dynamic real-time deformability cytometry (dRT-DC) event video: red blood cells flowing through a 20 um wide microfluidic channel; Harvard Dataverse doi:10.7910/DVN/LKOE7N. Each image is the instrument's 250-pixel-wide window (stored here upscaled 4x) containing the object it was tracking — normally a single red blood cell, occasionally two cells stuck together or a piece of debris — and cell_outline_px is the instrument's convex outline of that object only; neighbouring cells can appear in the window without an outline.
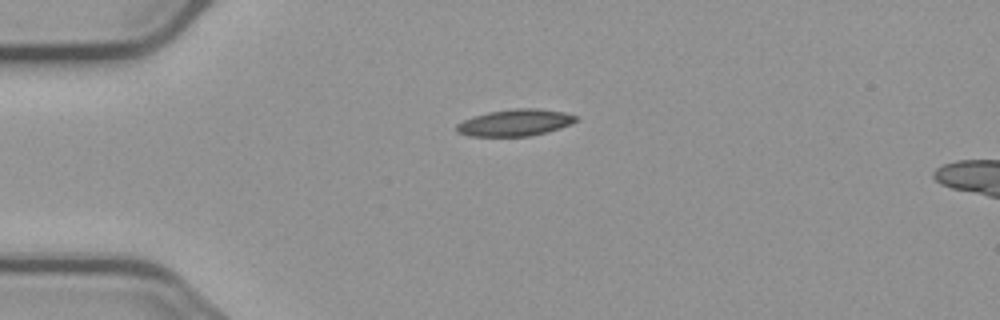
{"species": "common noctule bat (a hibernating species)", "species_latin": "Nyctalus noctula", "temperature_condition": "cold", "stored_images_in_passage": 4, "camera_frame_rate_fps": 3000, "um_per_image_px": 0.085, "animal": {"sex": "male", "body_mass_g": 23.1, "forearm_length_mm": 52.7}, "frame": {"image": 1, "passage_image": 4, "time_ms": 4.333, "image_size_px": [1000, 320], "cell_outline_px": [[580, 120], [572, 124], [548, 132], [528, 136], [468, 136], [456, 132], [456, 124], [464, 120], [488, 112], [516, 108], [536, 108], [564, 112], [576, 116]], "centroid_in_image_um": [43.81, 10.43], "position_along_channel_um": 41.2, "area_um2": 18.61}}